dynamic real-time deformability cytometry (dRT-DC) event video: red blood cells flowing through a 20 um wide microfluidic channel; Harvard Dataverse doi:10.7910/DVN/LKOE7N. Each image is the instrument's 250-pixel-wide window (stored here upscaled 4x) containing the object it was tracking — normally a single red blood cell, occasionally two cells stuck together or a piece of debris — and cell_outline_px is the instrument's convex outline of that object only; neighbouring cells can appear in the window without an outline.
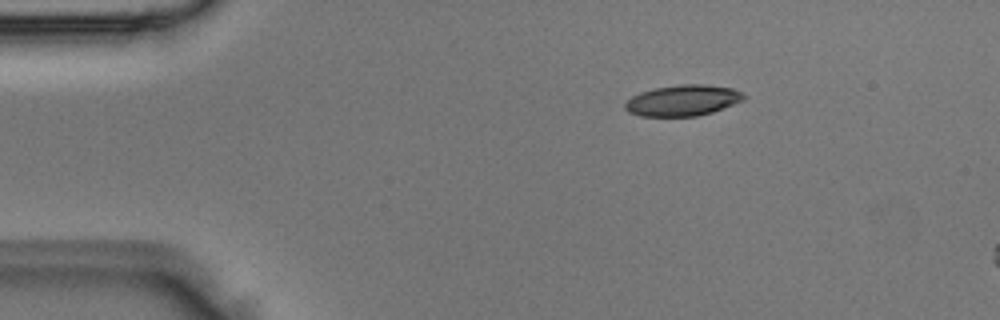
{"species": "Egyptian fruit bat (a non-hibernating species)", "species_latin": "Rousettus aegyptiacus", "temperature_condition": "room temperature", "stored_images_in_passage": 3, "camera_frame_rate_fps": 3000, "um_per_image_px": 0.085, "animal": {"sex": "male"}, "frame": {"image": 1, "passage_image": 1, "time_ms": 0.0, "image_size_px": [1000, 320], "cell_outline_px": [[744, 100], [712, 112], [696, 116], [640, 116], [628, 112], [624, 108], [624, 104], [632, 96], [640, 92], [656, 88], [680, 84], [704, 84], [732, 88], [740, 92], [744, 96]], "centroid_in_image_um": [58.01, 8.54], "position_along_channel_um": 27.0, "area_um2": 21.27}}